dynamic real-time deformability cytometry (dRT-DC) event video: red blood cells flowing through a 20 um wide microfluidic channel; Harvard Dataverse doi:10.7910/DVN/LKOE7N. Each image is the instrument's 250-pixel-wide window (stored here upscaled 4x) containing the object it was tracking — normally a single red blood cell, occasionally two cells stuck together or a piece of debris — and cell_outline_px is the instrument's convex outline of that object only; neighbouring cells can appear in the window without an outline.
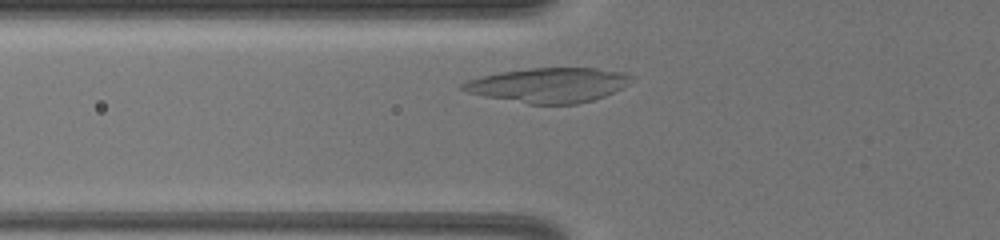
{"species": "common noctule bat (a hibernating species)", "species_latin": "Nyctalus noctula", "temperature_condition": "warm", "stored_images_in_passage": 2, "camera_frame_rate_fps": 3000, "um_per_image_px": 0.085, "animal": {"sex": "female", "body_mass_g": 19.5, "forearm_length_mm": 54.1}, "frame": {"image": 1, "passage_image": 2, "time_ms": 1.0, "image_size_px": [1000, 240], "cell_outline_px": [[632, 76], [628, 84], [604, 96], [592, 100], [576, 104], [528, 104], [484, 96], [468, 92], [460, 88], [460, 84], [468, 80], [480, 76], [500, 72], [528, 68], [596, 68], [628, 72]], "centroid_in_image_um": [46.62, 7.22], "position_along_channel_um": 79.2, "area_um2": 34.04}}